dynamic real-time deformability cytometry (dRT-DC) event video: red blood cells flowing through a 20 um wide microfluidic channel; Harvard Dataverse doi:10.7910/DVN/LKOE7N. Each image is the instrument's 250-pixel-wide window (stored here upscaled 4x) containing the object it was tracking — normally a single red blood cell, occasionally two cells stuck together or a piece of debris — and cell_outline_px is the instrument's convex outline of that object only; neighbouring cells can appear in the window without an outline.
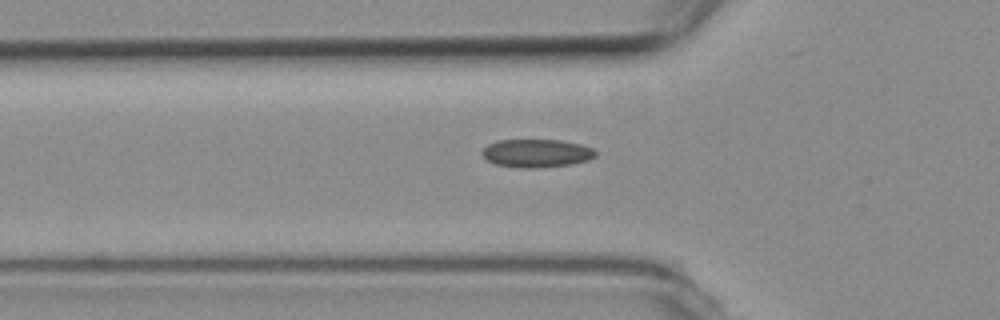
{"species": "common noctule bat (a hibernating species)", "species_latin": "Nyctalus noctula", "temperature_condition": "room temperature", "stored_images_in_passage": 39, "camera_frame_rate_fps": 3000, "um_per_image_px": 0.085, "animal": {"sex": "female", "body_mass_g": 19.3, "forearm_length_mm": 54.1}, "frame": {"image": 1, "passage_image": 4, "time_ms": 1.0, "image_size_px": [1000, 320], "cell_outline_px": [[596, 156], [588, 160], [572, 164], [536, 168], [520, 168], [496, 164], [488, 160], [480, 152], [488, 144], [496, 140], [560, 140], [580, 144], [592, 148], [596, 152]], "centroid_in_image_um": [45.6, 13.02], "position_along_channel_um": 80.2, "area_um2": 18.61}}
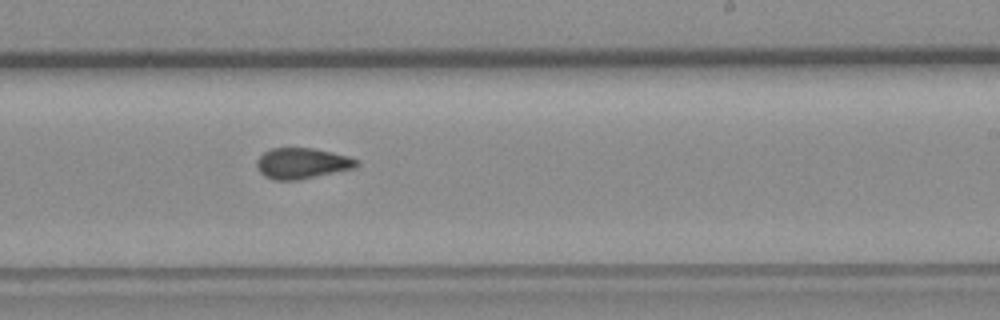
{"frame": {"image": 2, "passage_image": 19, "time_ms": 6.0, "image_size_px": [1000, 320], "cell_outline_px": [[360, 164], [356, 168], [300, 180], [272, 180], [264, 176], [256, 168], [256, 160], [264, 152], [272, 148], [312, 148], [332, 152], [348, 156], [360, 160]], "centroid_in_image_um": [25.69, 13.89], "position_along_channel_um": 263.3, "area_um2": 18.21}}
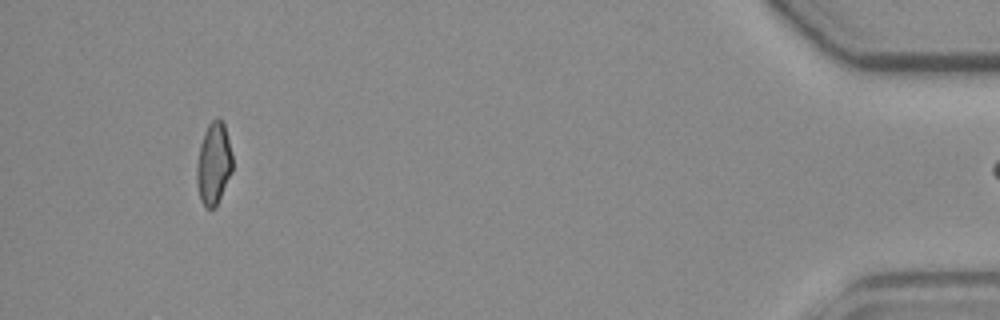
{"frame": {"image": 3, "passage_image": 38, "time_ms": 12.333, "image_size_px": [1000, 320], "cell_outline_px": [[232, 172], [216, 208], [204, 208], [200, 200], [196, 184], [196, 168], [200, 144], [204, 132], [208, 124], [216, 116], [224, 124], [232, 156]], "centroid_in_image_um": [18.14, 13.95], "position_along_channel_um": 417.1, "area_um2": 17.28}}